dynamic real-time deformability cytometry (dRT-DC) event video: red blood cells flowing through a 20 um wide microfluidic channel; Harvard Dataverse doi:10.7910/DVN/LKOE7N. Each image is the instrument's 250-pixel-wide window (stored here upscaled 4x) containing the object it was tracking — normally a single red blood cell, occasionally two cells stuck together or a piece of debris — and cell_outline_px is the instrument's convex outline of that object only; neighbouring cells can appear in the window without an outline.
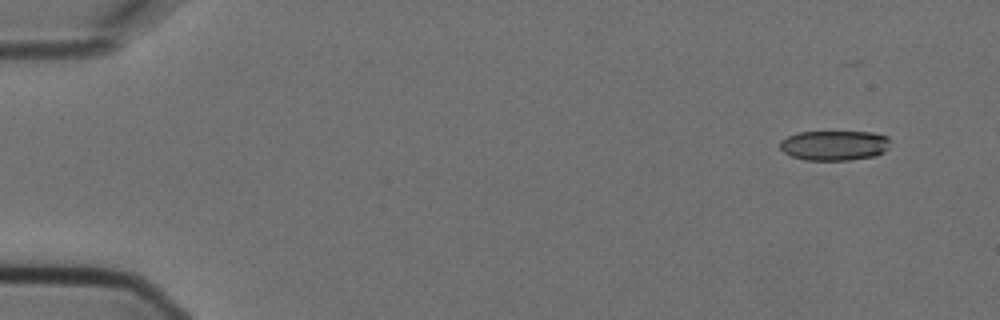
{"species": "Egyptian fruit bat (a non-hibernating species)", "species_latin": "Rousettus aegyptiacus", "temperature_condition": "cold", "stored_images_in_passage": 4, "camera_frame_rate_fps": 3000, "um_per_image_px": 0.085, "animal": {"sex": "female"}, "frame": {"image": 1, "passage_image": 1, "time_ms": 0.0, "image_size_px": [1000, 320], "cell_outline_px": [[888, 148], [884, 152], [876, 156], [848, 160], [804, 160], [792, 156], [784, 152], [780, 148], [780, 140], [796, 132], [872, 132], [888, 136]], "centroid_in_image_um": [70.91, 12.36], "position_along_channel_um": 14.1, "area_um2": 19.31}}